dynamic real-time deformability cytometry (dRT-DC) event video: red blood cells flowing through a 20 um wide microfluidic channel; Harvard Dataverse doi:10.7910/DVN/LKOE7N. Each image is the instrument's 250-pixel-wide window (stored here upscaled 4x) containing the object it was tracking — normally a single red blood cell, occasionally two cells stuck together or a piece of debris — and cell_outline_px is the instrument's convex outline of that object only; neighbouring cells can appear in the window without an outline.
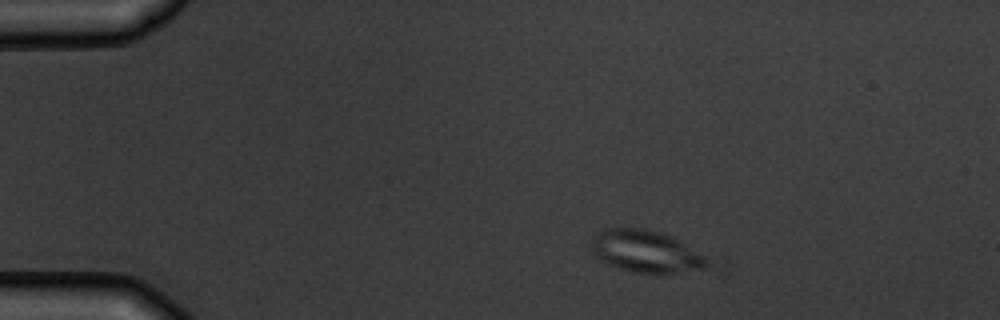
{"species": "common noctule bat (a hibernating species)", "species_latin": "Nyctalus noctula", "temperature_condition": "warm", "stored_images_in_passage": 3, "camera_frame_rate_fps": 3000, "um_per_image_px": 0.085, "animal": {"sex": "male", "body_mass_g": 19.5, "forearm_length_mm": 54.6}, "frame": {"image": 1, "passage_image": 1, "time_ms": 0.0, "image_size_px": [1000, 320], "cell_outline_px": [[708, 264], [704, 268], [676, 272], [632, 272], [608, 264], [600, 260], [592, 252], [592, 236], [596, 232], [604, 228], [644, 228], [660, 232], [672, 236], [680, 240], [704, 256]], "centroid_in_image_um": [54.83, 21.33], "position_along_channel_um": 30.2, "area_um2": 28.09}}